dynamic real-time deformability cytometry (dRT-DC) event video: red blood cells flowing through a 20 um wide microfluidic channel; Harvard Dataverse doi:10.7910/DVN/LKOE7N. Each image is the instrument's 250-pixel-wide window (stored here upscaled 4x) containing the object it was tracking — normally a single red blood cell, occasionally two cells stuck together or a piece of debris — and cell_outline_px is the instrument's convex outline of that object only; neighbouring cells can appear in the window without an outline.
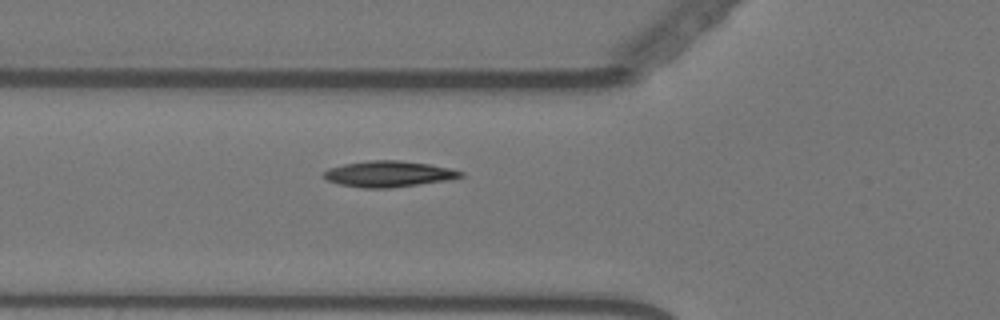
{"species": "Egyptian fruit bat (a non-hibernating species)", "species_latin": "Rousettus aegyptiacus", "temperature_condition": "warm", "stored_images_in_passage": 24, "camera_frame_rate_fps": 3000, "um_per_image_px": 0.085, "animal": {"sex": "female"}, "frame": {"image": 1, "passage_image": 19, "time_ms": 6.0, "image_size_px": [1000, 320], "cell_outline_px": [[464, 176], [452, 180], [388, 188], [364, 188], [340, 184], [328, 180], [320, 172], [328, 168], [344, 164], [368, 160], [400, 160], [428, 164], [448, 168], [464, 172]], "centroid_in_image_um": [33.04, 14.78], "position_along_channel_um": 92.8, "area_um2": 20.81}}
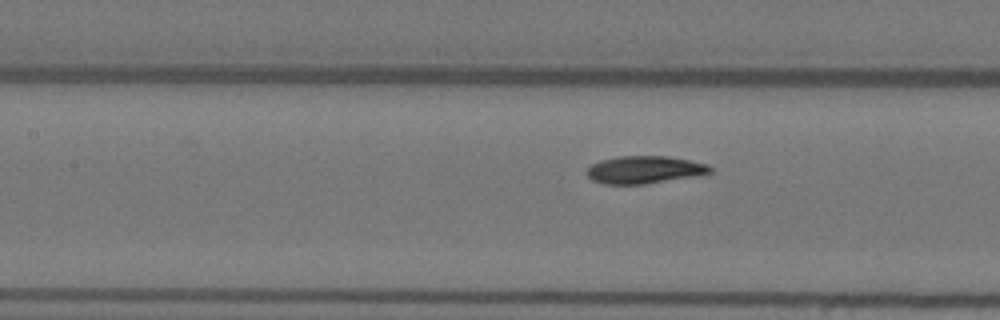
{"frame": {"image": 2, "passage_image": 24, "time_ms": 7.667, "image_size_px": [1000, 320], "cell_outline_px": [[712, 172], [696, 176], [644, 184], [604, 184], [592, 180], [588, 176], [588, 168], [592, 164], [600, 160], [616, 156], [664, 156], [688, 160], [708, 164], [712, 168]], "centroid_in_image_um": [54.78, 14.43], "position_along_channel_um": 152.6, "area_um2": 19.71}}